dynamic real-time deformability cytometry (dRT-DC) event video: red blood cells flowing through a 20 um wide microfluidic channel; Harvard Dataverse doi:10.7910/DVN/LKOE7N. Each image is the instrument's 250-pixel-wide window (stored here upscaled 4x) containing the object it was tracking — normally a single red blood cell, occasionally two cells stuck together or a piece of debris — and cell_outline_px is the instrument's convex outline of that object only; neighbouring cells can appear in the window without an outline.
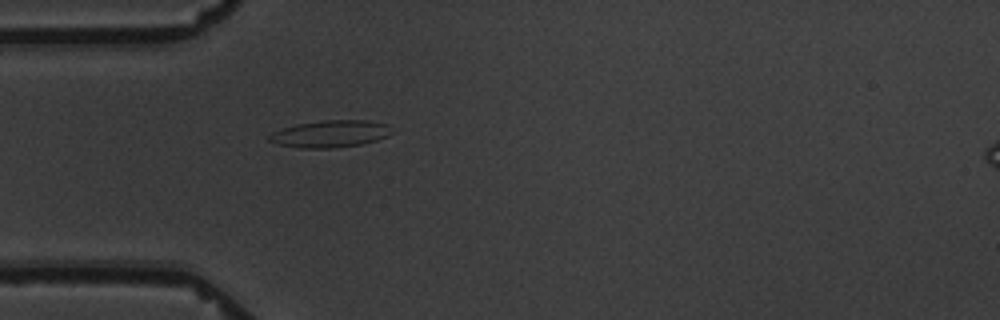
{"species": "common noctule bat (a hibernating species)", "species_latin": "Nyctalus noctula", "temperature_condition": "warm", "stored_images_in_passage": 2, "camera_frame_rate_fps": 3000, "um_per_image_px": 0.085, "animal": {"sex": "male", "body_mass_g": 19.5, "forearm_length_mm": 54.6}, "frame": {"image": 1, "passage_image": 2, "time_ms": 1.333, "image_size_px": [1000, 320], "cell_outline_px": [[396, 132], [388, 136], [376, 140], [360, 144], [336, 148], [300, 148], [280, 144], [268, 140], [268, 136], [272, 132], [296, 124], [324, 120], [368, 120], [388, 124]], "centroid_in_image_um": [28.14, 11.37], "position_along_channel_um": 56.9, "area_um2": 19.42}}